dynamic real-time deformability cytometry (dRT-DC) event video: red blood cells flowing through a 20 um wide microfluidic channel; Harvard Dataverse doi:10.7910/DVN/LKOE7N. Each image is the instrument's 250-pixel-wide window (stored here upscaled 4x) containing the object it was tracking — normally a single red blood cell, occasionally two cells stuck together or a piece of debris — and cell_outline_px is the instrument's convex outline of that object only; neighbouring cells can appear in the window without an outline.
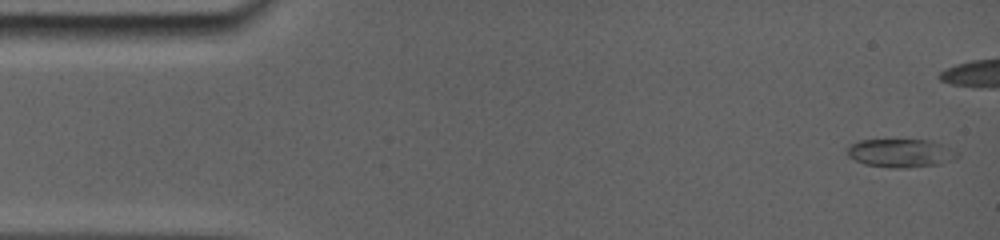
{"species": "common noctule bat (a hibernating species)", "species_latin": "Nyctalus noctula", "temperature_condition": "room temperature", "stored_images_in_passage": 11, "camera_frame_rate_fps": 5000, "um_per_image_px": 0.085, "animal": {"sex": "female", "body_mass_g": 19.0, "forearm_length_mm": 56.7}, "frame": {"image": 1, "passage_image": 1, "time_ms": 0.0, "image_size_px": [1000, 240], "cell_outline_px": [[932, 164], [868, 164], [852, 156], [848, 152], [856, 144], [864, 140], [920, 140]], "centroid_in_image_um": [75.71, 12.94], "position_along_channel_um": 9.3, "area_um2": 12.2}}
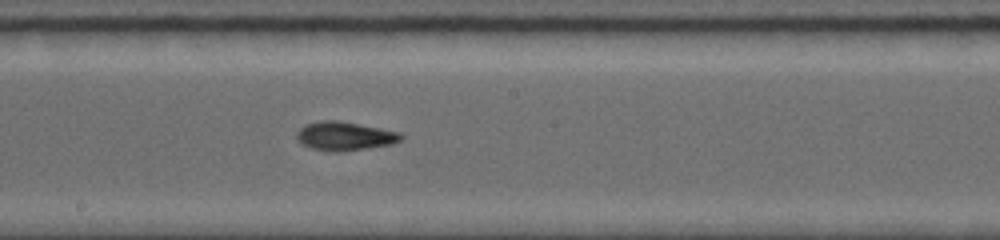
{"frame": {"image": 2, "passage_image": 10, "time_ms": 8.4, "image_size_px": [1000, 240], "cell_outline_px": [[404, 136], [400, 140], [388, 144], [340, 152], [312, 148], [304, 144], [296, 136], [300, 128], [308, 124], [324, 120], [336, 120], [400, 132]], "centroid_in_image_um": [29.31, 11.56], "position_along_channel_um": 218.9, "area_um2": 16.76}}
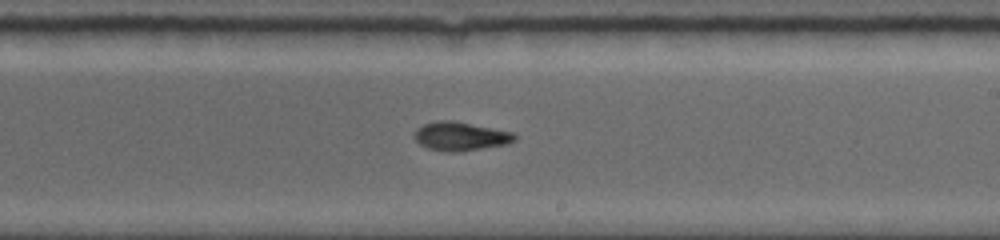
{"frame": {"image": 3, "passage_image": 11, "time_ms": 9.2, "image_size_px": [1000, 240], "cell_outline_px": [[516, 140], [508, 144], [460, 152], [444, 152], [428, 148], [420, 144], [416, 140], [416, 128], [424, 124], [436, 120], [452, 120], [512, 132], [516, 136]], "centroid_in_image_um": [39.15, 11.59], "position_along_channel_um": 249.9, "area_um2": 16.76}}